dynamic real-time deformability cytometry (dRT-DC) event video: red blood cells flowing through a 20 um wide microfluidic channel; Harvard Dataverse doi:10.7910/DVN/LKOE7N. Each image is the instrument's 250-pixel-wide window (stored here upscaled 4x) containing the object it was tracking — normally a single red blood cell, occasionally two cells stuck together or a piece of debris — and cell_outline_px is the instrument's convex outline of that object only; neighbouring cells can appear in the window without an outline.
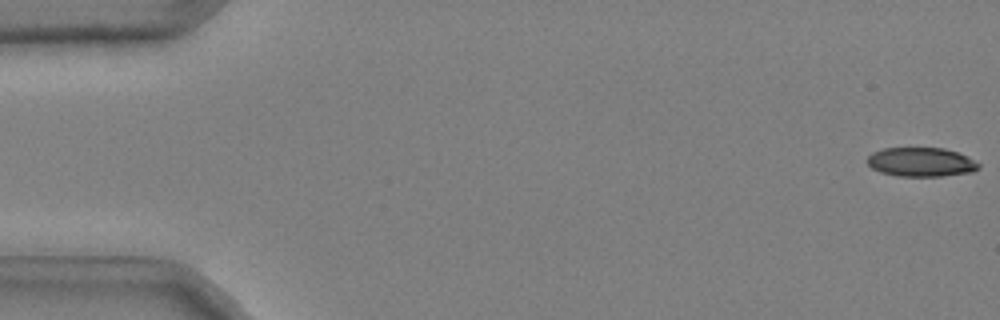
{"species": "common noctule bat (a hibernating species)", "species_latin": "Nyctalus noctula", "temperature_condition": "cold", "stored_images_in_passage": 50, "camera_frame_rate_fps": 3000, "um_per_image_px": 0.085, "animal": {"sex": "male", "body_mass_g": 20.4}, "frame": {"image": 1, "passage_image": 1, "time_ms": 0.0, "image_size_px": [1000, 320], "cell_outline_px": [[980, 168], [972, 172], [940, 176], [896, 176], [880, 172], [872, 168], [868, 164], [868, 156], [872, 152], [884, 148], [944, 148], [956, 152], [980, 164]], "centroid_in_image_um": [78.26, 13.78], "position_along_channel_um": 6.7, "area_um2": 18.73}}
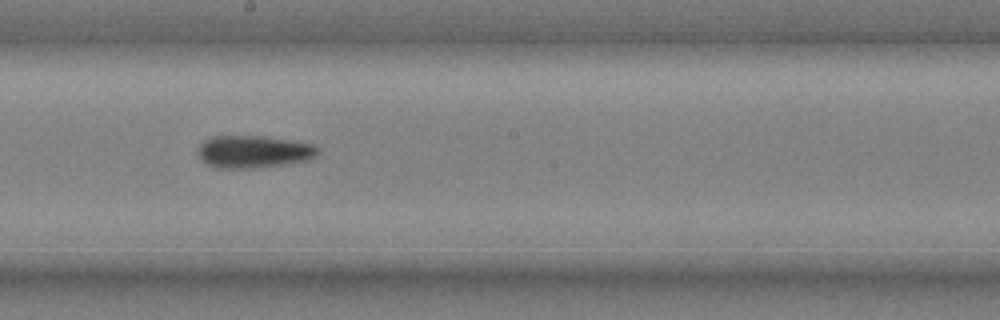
{"frame": {"image": 2, "passage_image": 30, "time_ms": 9.667, "image_size_px": [1000, 320], "cell_outline_px": [[320, 152], [316, 156], [308, 160], [288, 164], [252, 168], [216, 168], [200, 160], [196, 152], [200, 144], [204, 140], [212, 136], [260, 136], [316, 144], [320, 148]], "centroid_in_image_um": [21.56, 12.9], "position_along_channel_um": 226.6, "area_um2": 22.95}}
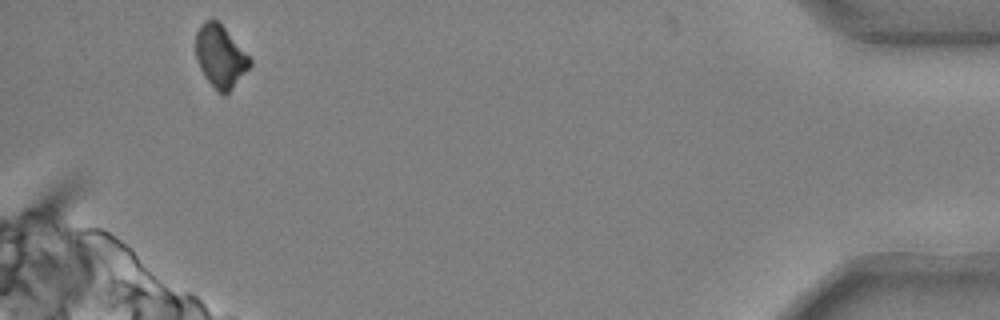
{"frame": {"image": 3, "passage_image": 50, "time_ms": 16.333, "image_size_px": [1000, 320], "cell_outline_px": [[252, 64], [232, 88], [224, 96], [204, 76], [200, 68], [196, 56], [196, 32], [200, 24], [204, 20], [212, 16], [224, 28], [252, 60]], "centroid_in_image_um": [18.7, 4.75], "position_along_channel_um": 416.5, "area_um2": 19.31}, "authors_computed_cell_mechanics": {"area_um2": 21.8195, "velocity_mm_per_s": 3.7156, "shape_relaxation_time_tau1_ms": null, "shape_relaxation_time_tau2_ms": 7.6211, "deformation_change_tau1": null, "deformation_change_tau2": 0.147}}